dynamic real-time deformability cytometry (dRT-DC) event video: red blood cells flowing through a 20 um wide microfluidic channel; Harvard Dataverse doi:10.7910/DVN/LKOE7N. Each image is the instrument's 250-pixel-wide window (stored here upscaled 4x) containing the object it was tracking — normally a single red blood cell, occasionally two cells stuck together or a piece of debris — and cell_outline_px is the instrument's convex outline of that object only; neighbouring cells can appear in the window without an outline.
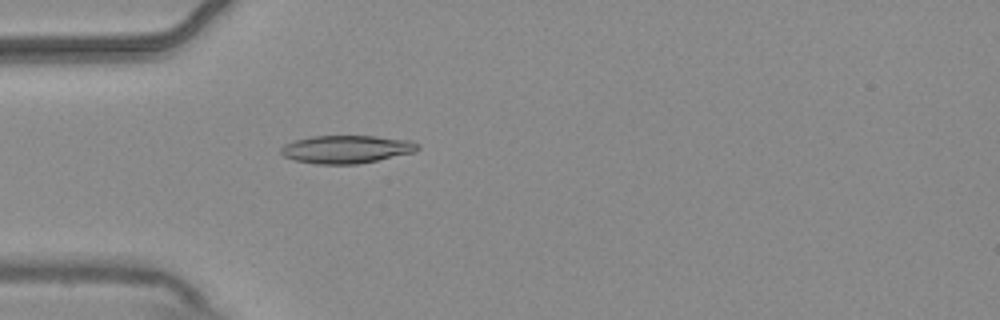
{"species": "common noctule bat (a hibernating species)", "species_latin": "Nyctalus noctula", "temperature_condition": "warm", "stored_images_in_passage": 4, "camera_frame_rate_fps": 3000, "um_per_image_px": 0.085, "animal": {"sex": "male", "body_mass_g": 20.4}, "frame": {"image": 1, "passage_image": 4, "time_ms": 1.0, "image_size_px": [1000, 320], "cell_outline_px": [[420, 148], [412, 152], [376, 160], [356, 164], [316, 164], [296, 160], [284, 156], [280, 152], [280, 148], [284, 144], [296, 140], [312, 136], [376, 136], [412, 140], [420, 144]], "centroid_in_image_um": [29.45, 12.67], "position_along_channel_um": 55.6, "area_um2": 22.14}}